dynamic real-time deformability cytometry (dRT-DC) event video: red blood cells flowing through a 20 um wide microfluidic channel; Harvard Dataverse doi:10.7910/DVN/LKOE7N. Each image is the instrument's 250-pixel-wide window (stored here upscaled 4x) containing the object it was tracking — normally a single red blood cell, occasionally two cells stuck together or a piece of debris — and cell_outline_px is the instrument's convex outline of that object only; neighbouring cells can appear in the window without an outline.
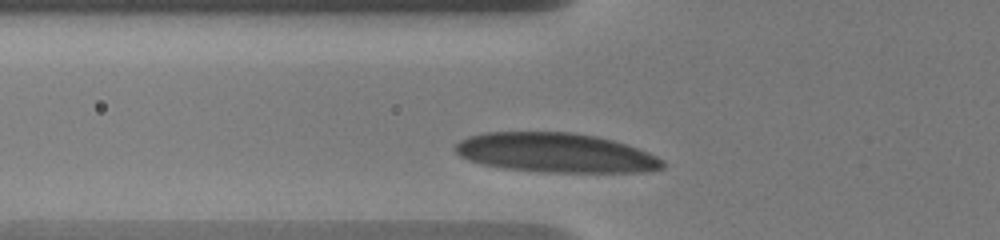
{"species": "human", "species_latin": "Homo sapiens", "temperature_condition": "warm", "stored_images_in_passage": 12, "camera_frame_rate_fps": 3000, "um_per_image_px": 0.085, "donor": {"sex": "male"}, "frame": {"image": 1, "passage_image": 3, "time_ms": 1.0, "image_size_px": [1000, 240], "cell_outline_px": [[664, 168], [644, 172], [544, 172], [504, 168], [480, 164], [468, 160], [460, 156], [452, 148], [460, 140], [468, 136], [484, 132], [572, 132], [596, 136], [628, 144], [648, 152], [664, 160]], "centroid_in_image_um": [47.22, 12.98], "position_along_channel_um": 78.6, "area_um2": 47.97}}
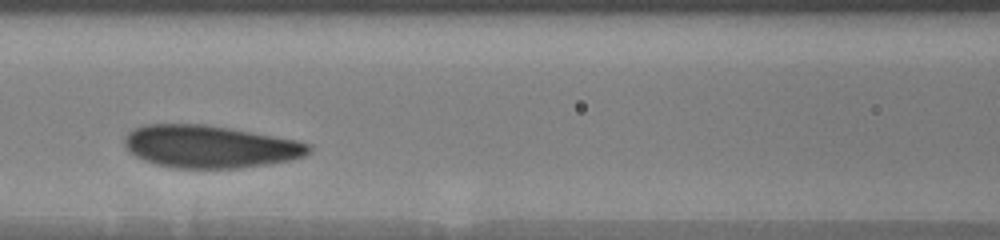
{"frame": {"image": 2, "passage_image": 8, "time_ms": 3.0, "image_size_px": [1000, 240], "cell_outline_px": [[312, 148], [304, 156], [292, 160], [268, 164], [240, 168], [172, 168], [156, 164], [144, 160], [128, 152], [124, 144], [124, 136], [128, 132], [144, 124], [204, 124], [228, 128], [296, 140], [312, 144]], "centroid_in_image_um": [17.82, 12.47], "position_along_channel_um": 148.8, "area_um2": 45.72}}
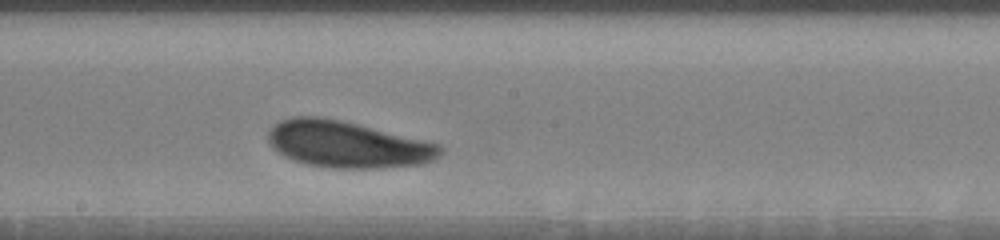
{"frame": {"image": 3, "passage_image": 12, "time_ms": 5.0, "image_size_px": [1000, 240], "cell_outline_px": [[444, 148], [432, 160], [424, 164], [380, 168], [332, 168], [308, 164], [292, 160], [276, 152], [268, 144], [268, 132], [280, 120], [292, 116], [320, 116], [340, 120], [440, 144]], "centroid_in_image_um": [29.48, 12.28], "position_along_channel_um": 218.7, "area_um2": 46.59}}